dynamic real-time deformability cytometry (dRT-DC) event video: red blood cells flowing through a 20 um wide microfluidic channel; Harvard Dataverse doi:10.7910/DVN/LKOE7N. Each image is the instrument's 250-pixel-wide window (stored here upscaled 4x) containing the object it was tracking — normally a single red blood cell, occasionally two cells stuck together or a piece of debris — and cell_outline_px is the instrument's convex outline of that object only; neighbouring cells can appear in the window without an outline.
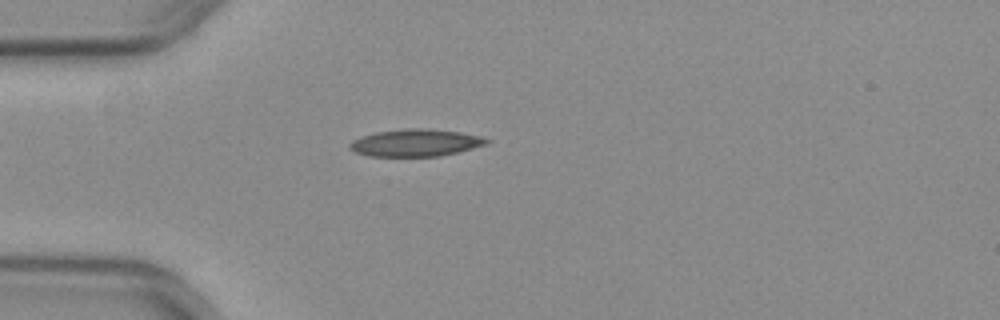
{"species": "common noctule bat (a hibernating species)", "species_latin": "Nyctalus noctula", "temperature_condition": "warm", "stored_images_in_passage": 51, "camera_frame_rate_fps": 3000, "um_per_image_px": 0.085, "animal": {"sex": "female", "body_mass_g": 29.2, "forearm_length_mm": 56.3}, "frame": {"image": 1, "passage_image": 14, "time_ms": 4.333, "image_size_px": [1000, 320], "cell_outline_px": [[492, 140], [488, 144], [440, 156], [368, 156], [356, 152], [348, 148], [348, 144], [352, 140], [376, 132], [404, 128], [428, 128], [460, 132], [480, 136]], "centroid_in_image_um": [35.33, 12.13], "position_along_channel_um": 49.7, "area_um2": 21.73}}
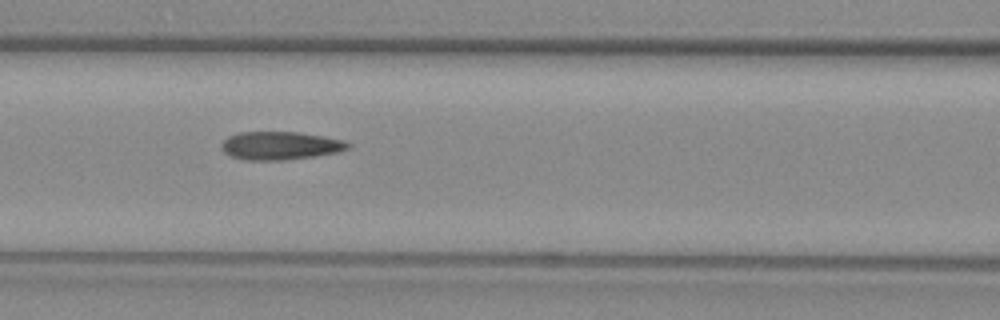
{"frame": {"image": 2, "passage_image": 22, "time_ms": 7.0, "image_size_px": [1000, 320], "cell_outline_px": [[352, 144], [348, 148], [336, 152], [312, 156], [284, 160], [244, 160], [232, 156], [224, 152], [220, 148], [220, 144], [228, 136], [240, 132], [300, 132], [324, 136], [344, 140]], "centroid_in_image_um": [23.8, 12.37], "position_along_channel_um": 142.8, "area_um2": 20.75}}
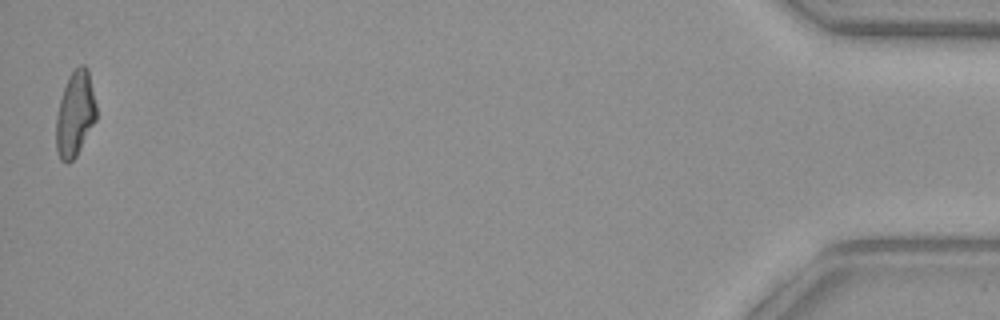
{"frame": {"image": 3, "passage_image": 51, "time_ms": 16.667, "image_size_px": [1000, 320], "cell_outline_px": [[96, 120], [76, 156], [68, 164], [60, 160], [56, 152], [56, 116], [60, 100], [68, 76], [80, 64], [84, 64], [88, 68], [96, 104]], "centroid_in_image_um": [6.38, 9.7], "position_along_channel_um": 428.8, "area_um2": 20.06}, "authors_computed_cell_mechanics": {"area_um2": 20.4612, "velocity_mm_per_s": 3.9806, "shape_relaxation_time_tau1_ms": null, "shape_relaxation_time_tau2_ms": 1.3578, "deformation_change_tau1": null, "deformation_change_tau2": 0.0893}}